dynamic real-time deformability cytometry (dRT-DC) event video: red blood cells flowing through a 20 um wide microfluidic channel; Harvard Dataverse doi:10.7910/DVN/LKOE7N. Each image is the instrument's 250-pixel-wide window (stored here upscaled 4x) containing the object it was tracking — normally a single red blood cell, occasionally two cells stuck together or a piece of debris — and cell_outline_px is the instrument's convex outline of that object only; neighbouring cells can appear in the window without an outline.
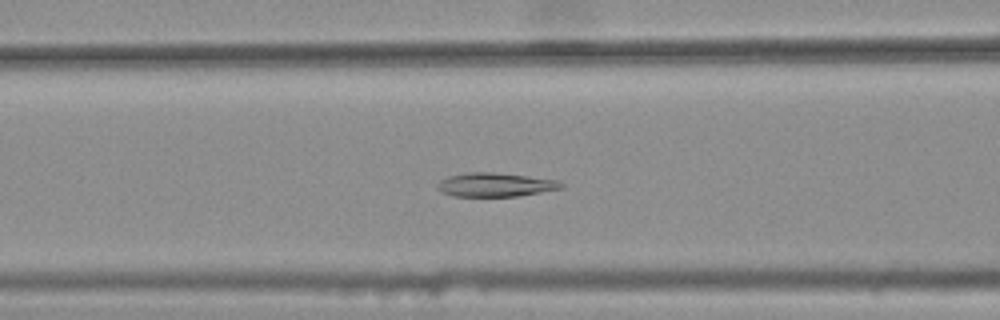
{"species": "common noctule bat (a hibernating species)", "species_latin": "Nyctalus noctula", "temperature_condition": "warm", "stored_images_in_passage": 35, "camera_frame_rate_fps": 3000, "um_per_image_px": 0.085, "animal": {"sex": "female", "body_mass_g": 25.1}, "frame": {"image": 1, "passage_image": 12, "time_ms": 3.667, "image_size_px": [1000, 320], "cell_outline_px": [[564, 188], [520, 196], [452, 196], [440, 192], [436, 188], [436, 184], [440, 180], [448, 176], [468, 172], [492, 172], [556, 180], [564, 184]], "centroid_in_image_um": [42.05, 15.71], "position_along_channel_um": 124.5, "area_um2": 17.22}}
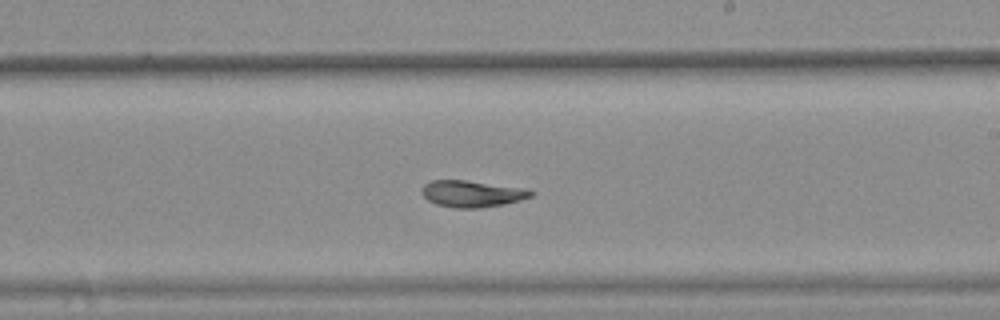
{"frame": {"image": 2, "passage_image": 22, "time_ms": 7.0, "image_size_px": [1000, 320], "cell_outline_px": [[536, 192], [532, 196], [520, 200], [504, 204], [480, 208], [456, 208], [436, 204], [428, 200], [420, 192], [420, 188], [424, 184], [432, 180], [464, 180], [524, 188]], "centroid_in_image_um": [40.1, 16.47], "position_along_channel_um": 248.9, "area_um2": 16.94}}
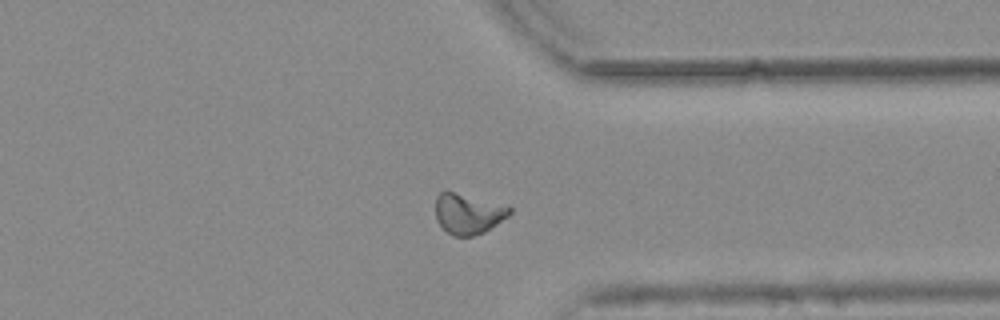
{"frame": {"image": 3, "passage_image": 32, "time_ms": 10.333, "image_size_px": [1000, 320], "cell_outline_px": [[512, 212], [508, 216], [484, 232], [472, 236], [452, 236], [436, 220], [436, 196], [440, 192], [452, 192], [512, 208]], "centroid_in_image_um": [39.76, 18.2], "position_along_channel_um": 371.6, "area_um2": 16.82}, "authors_computed_cell_mechanics": {"area_um2": 17.051, "velocity_mm_per_s": 3.7475, "shape_relaxation_time_tau1_ms": null, "shape_relaxation_time_tau2_ms": 4.1803, "deformation_change_tau1": null, "deformation_change_tau2": 0.0731}}